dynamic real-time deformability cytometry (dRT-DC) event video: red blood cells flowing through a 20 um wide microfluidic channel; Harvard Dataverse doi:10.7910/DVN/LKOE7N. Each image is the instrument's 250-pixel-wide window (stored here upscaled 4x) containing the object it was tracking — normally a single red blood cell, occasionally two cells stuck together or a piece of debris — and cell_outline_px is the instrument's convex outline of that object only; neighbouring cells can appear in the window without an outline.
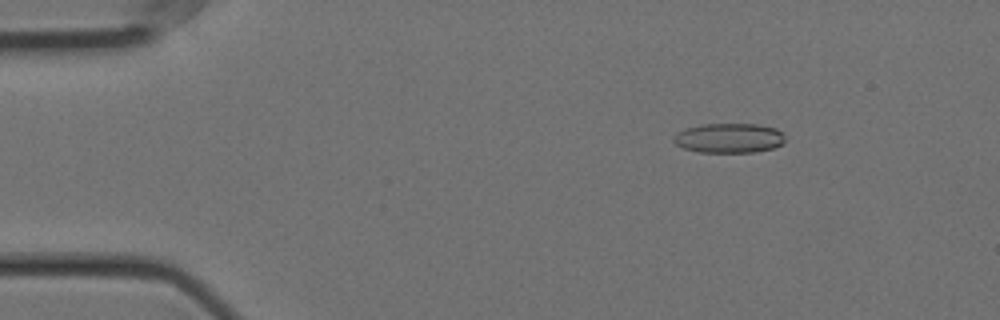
{"species": "Egyptian fruit bat (a non-hibernating species)", "species_latin": "Rousettus aegyptiacus", "temperature_condition": "cold", "stored_images_in_passage": 57, "camera_frame_rate_fps": 3000, "um_per_image_px": 0.085, "animal": {"sex": "female"}, "frame": {"image": 1, "passage_image": 8, "time_ms": 2.333, "image_size_px": [1000, 320], "cell_outline_px": [[784, 144], [772, 148], [752, 152], [700, 152], [684, 148], [676, 144], [672, 140], [672, 136], [688, 128], [704, 124], [756, 124], [776, 128], [784, 132]], "centroid_in_image_um": [62.0, 11.73], "position_along_channel_um": 23.0, "area_um2": 19.19}}
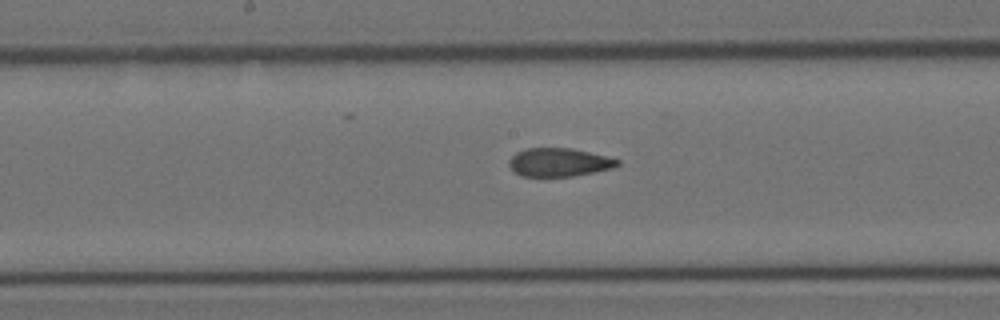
{"frame": {"image": 2, "passage_image": 29, "time_ms": 9.333, "image_size_px": [1000, 320], "cell_outline_px": [[620, 164], [612, 168], [572, 176], [520, 176], [512, 172], [508, 164], [508, 160], [516, 152], [528, 148], [572, 148], [620, 160]], "centroid_in_image_um": [47.45, 13.8], "position_along_channel_um": 200.8, "area_um2": 17.86}}
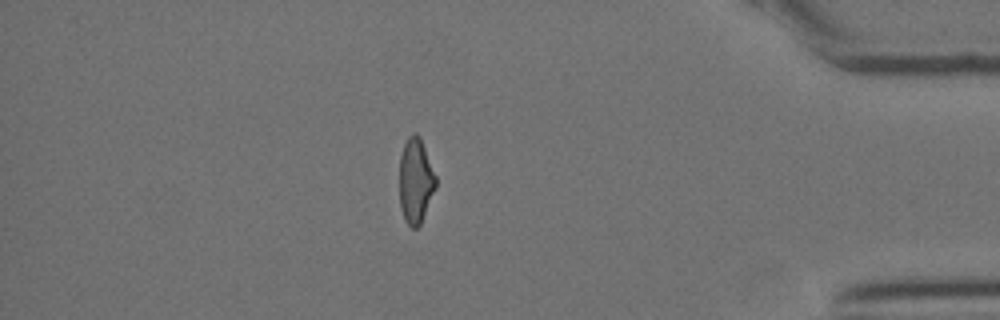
{"frame": {"image": 3, "passage_image": 49, "time_ms": 16.0, "image_size_px": [1000, 320], "cell_outline_px": [[436, 188], [420, 224], [416, 228], [412, 228], [404, 220], [400, 204], [400, 156], [404, 144], [408, 136], [412, 132], [416, 132], [420, 136], [436, 176]], "centroid_in_image_um": [35.33, 15.34], "position_along_channel_um": 399.9, "area_um2": 18.03}, "authors_computed_cell_mechanics": {"area_um2": 19.074, "velocity_mm_per_s": 3.5767, "shape_relaxation_time_tau1_ms": null, "shape_relaxation_time_tau2_ms": 2.1856, "deformation_change_tau1": null, "deformation_change_tau2": 0.0801}}